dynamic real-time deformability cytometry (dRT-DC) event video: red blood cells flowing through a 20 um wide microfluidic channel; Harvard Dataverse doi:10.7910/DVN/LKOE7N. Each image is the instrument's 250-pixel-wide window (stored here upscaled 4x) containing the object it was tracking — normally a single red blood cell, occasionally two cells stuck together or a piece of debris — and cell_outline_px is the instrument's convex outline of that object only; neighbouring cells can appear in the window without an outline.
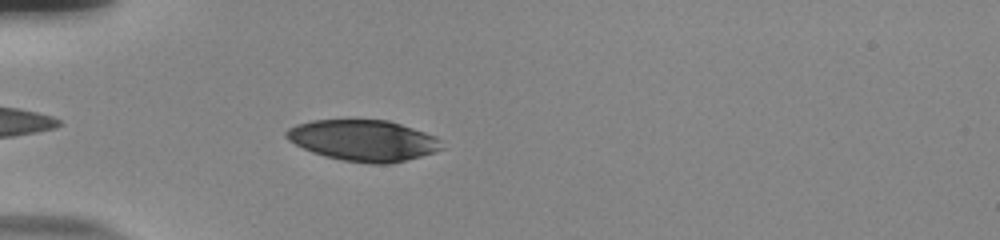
{"species": "human", "species_latin": "Homo sapiens", "temperature_condition": "room temperature", "stored_images_in_passage": 40, "camera_frame_rate_fps": 3000, "um_per_image_px": 0.085, "donor": {"sex": "male"}, "frame": {"image": 1, "passage_image": 3, "time_ms": 0.667, "image_size_px": [1000, 240], "cell_outline_px": [[444, 148], [436, 152], [388, 164], [368, 164], [344, 160], [324, 156], [312, 152], [288, 140], [284, 136], [284, 132], [288, 128], [296, 124], [312, 120], [388, 120], [436, 136], [440, 140]], "centroid_in_image_um": [30.87, 11.94], "position_along_channel_um": 54.1, "area_um2": 37.17}}
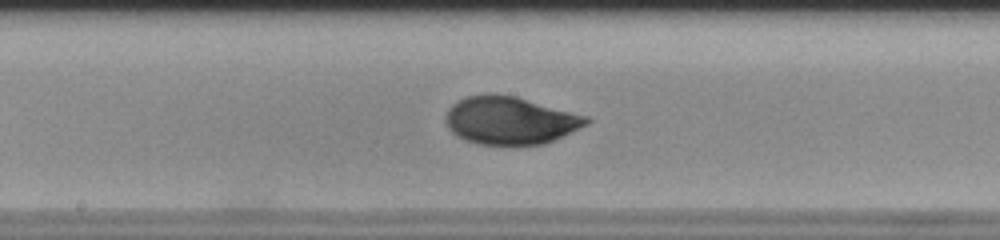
{"frame": {"image": 2, "passage_image": 16, "time_ms": 5.0, "image_size_px": [1000, 240], "cell_outline_px": [[592, 120], [588, 124], [580, 128], [544, 144], [480, 144], [464, 140], [456, 136], [448, 128], [444, 120], [448, 108], [456, 100], [464, 96], [488, 92], [516, 96], [588, 116]], "centroid_in_image_um": [43.32, 10.21], "position_along_channel_um": 204.9, "area_um2": 39.54}}
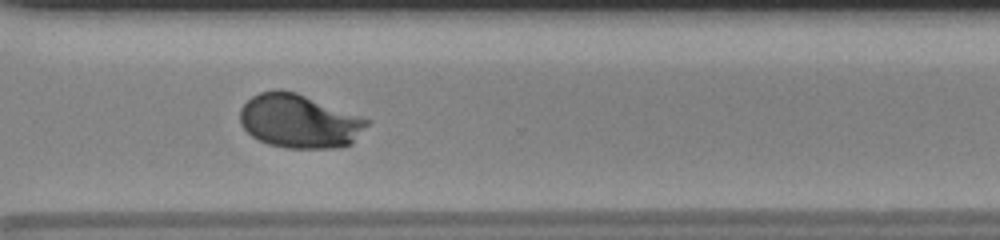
{"frame": {"image": 3, "passage_image": 27, "time_ms": 8.667, "image_size_px": [1000, 240], "cell_outline_px": [[368, 124], [352, 144], [336, 148], [284, 148], [268, 144], [252, 136], [240, 124], [240, 108], [252, 96], [260, 92], [276, 88], [280, 88], [296, 92], [360, 116], [368, 120]], "centroid_in_image_um": [25.4, 10.29], "position_along_channel_um": 345.2, "area_um2": 39.77}, "authors_computed_cell_mechanics": {"area_um2": 38.8705, "velocity_mm_per_s": 3.8312, "shape_relaxation_time_tau1_ms": 3.5307, "shape_relaxation_time_tau2_ms": null, "deformation_change_tau1": 0.1635, "deformation_change_tau2": null}}